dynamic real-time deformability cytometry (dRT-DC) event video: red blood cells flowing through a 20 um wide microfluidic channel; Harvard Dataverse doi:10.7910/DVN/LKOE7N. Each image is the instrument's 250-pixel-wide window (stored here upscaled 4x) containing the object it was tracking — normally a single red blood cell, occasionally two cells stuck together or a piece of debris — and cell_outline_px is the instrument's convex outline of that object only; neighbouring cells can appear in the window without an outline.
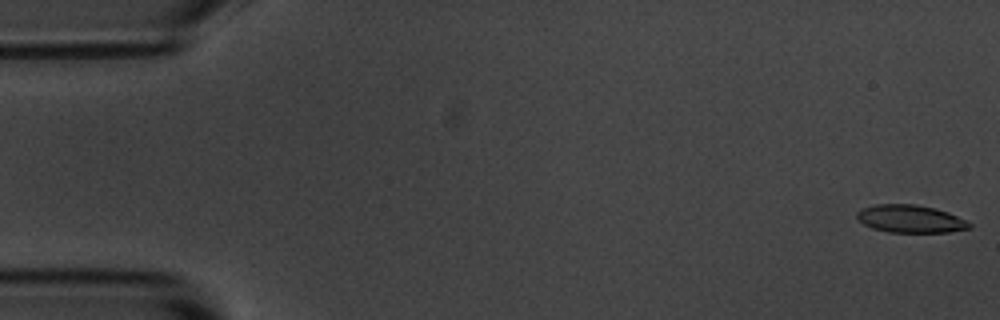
{"species": "common noctule bat (a hibernating species)", "species_latin": "Nyctalus noctula", "temperature_condition": "room temperature", "stored_images_in_passage": 5, "camera_frame_rate_fps": 3000, "um_per_image_px": 0.085, "animal": {"sex": "male", "body_mass_g": 20.1, "forearm_length_mm": 53.5}, "frame": {"image": 1, "passage_image": 1, "time_ms": 0.0, "image_size_px": [1000, 320], "cell_outline_px": [[972, 228], [948, 232], [888, 232], [872, 228], [864, 224], [856, 216], [856, 212], [864, 208], [876, 204], [916, 204], [936, 208], [948, 212], [972, 224]], "centroid_in_image_um": [77.39, 18.6], "position_along_channel_um": 7.6, "area_um2": 18.09}}
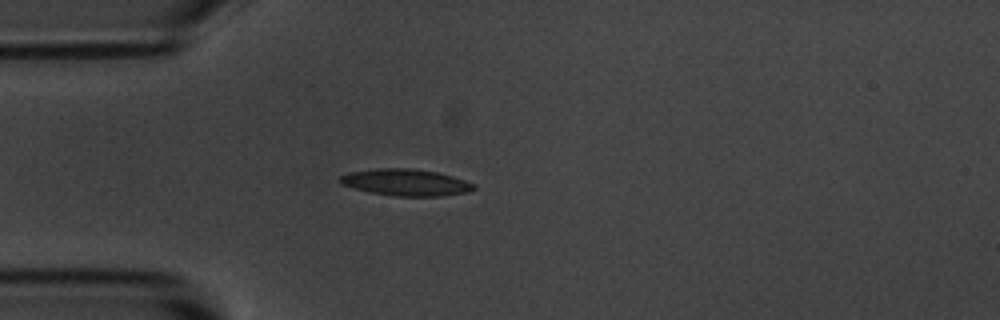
{"frame": {"image": 2, "passage_image": 5, "time_ms": 4.667, "image_size_px": [1000, 320], "cell_outline_px": [[476, 188], [468, 192], [440, 196], [396, 196], [372, 192], [340, 184], [340, 176], [348, 172], [380, 168], [412, 168], [436, 172], [452, 176], [476, 184]], "centroid_in_image_um": [34.52, 15.5], "position_along_channel_um": 50.5, "area_um2": 20.63}}